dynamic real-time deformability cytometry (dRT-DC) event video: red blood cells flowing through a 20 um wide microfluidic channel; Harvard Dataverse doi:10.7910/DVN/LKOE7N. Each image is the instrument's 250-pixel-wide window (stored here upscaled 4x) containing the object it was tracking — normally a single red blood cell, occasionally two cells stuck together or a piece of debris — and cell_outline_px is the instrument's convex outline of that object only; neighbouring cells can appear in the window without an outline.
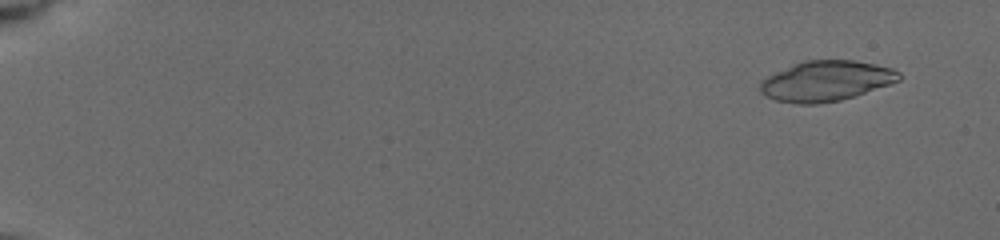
{"species": "common noctule bat (a hibernating species)", "species_latin": "Nyctalus noctula", "temperature_condition": "cold", "stored_images_in_passage": 8, "camera_frame_rate_fps": 3000, "um_per_image_px": 0.085, "animal": {"sex": "female", "body_mass_g": 19.5, "forearm_length_mm": 54.1}, "frame": {"image": 1, "passage_image": 1, "time_ms": 0.0, "image_size_px": [1000, 240], "cell_outline_px": [[900, 80], [840, 100], [816, 104], [796, 104], [776, 100], [760, 92], [760, 80], [776, 72], [804, 60], [856, 60], [892, 68], [900, 72]], "centroid_in_image_um": [70.19, 6.88], "position_along_channel_um": 14.8, "area_um2": 32.19}}